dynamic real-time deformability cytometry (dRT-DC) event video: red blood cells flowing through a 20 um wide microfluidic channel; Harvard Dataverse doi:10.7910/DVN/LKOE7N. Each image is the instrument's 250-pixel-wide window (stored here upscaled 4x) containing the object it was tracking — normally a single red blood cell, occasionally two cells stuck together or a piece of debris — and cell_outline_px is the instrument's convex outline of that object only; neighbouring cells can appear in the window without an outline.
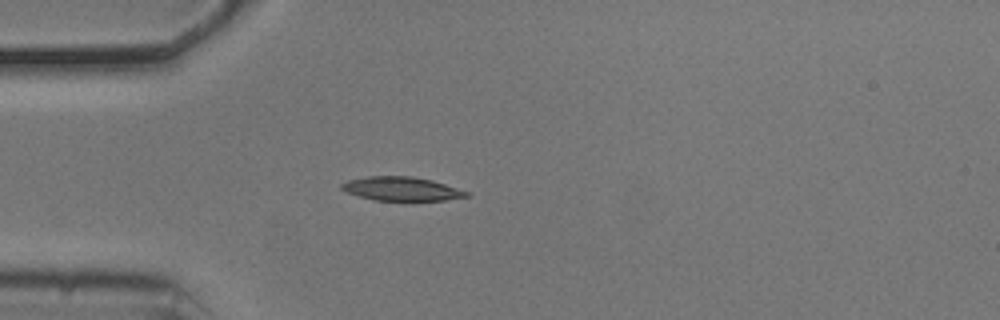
{"species": "common noctule bat (a hibernating species)", "species_latin": "Nyctalus noctula", "temperature_condition": "cold", "stored_images_in_passage": 40, "camera_frame_rate_fps": 3000, "um_per_image_px": 0.085, "animal": {"sex": "male", "body_mass_g": 20.5, "forearm_length_mm": 52.5}, "frame": {"image": 1, "passage_image": 1, "time_ms": 0.0, "image_size_px": [1000, 320], "cell_outline_px": [[472, 196], [444, 200], [412, 204], [372, 200], [348, 192], [340, 188], [340, 184], [348, 180], [368, 176], [412, 176], [432, 180], [468, 192]], "centroid_in_image_um": [34.16, 16.1], "position_along_channel_um": 50.8, "area_um2": 18.21}}
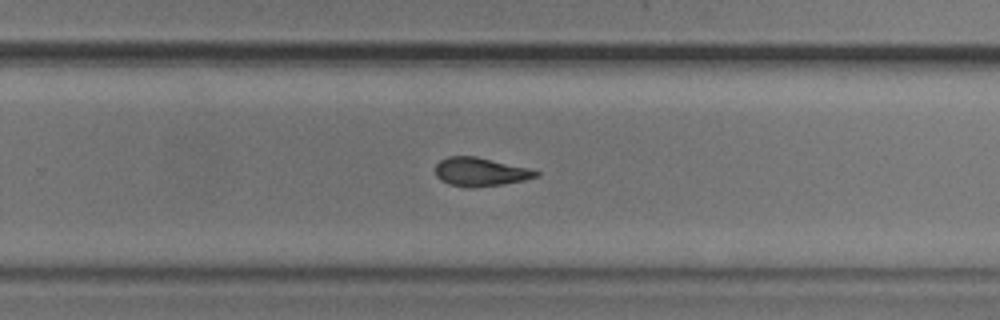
{"frame": {"image": 2, "passage_image": 21, "time_ms": 6.667, "image_size_px": [1000, 320], "cell_outline_px": [[540, 176], [524, 180], [504, 184], [476, 188], [468, 188], [448, 184], [440, 180], [436, 176], [436, 164], [440, 160], [448, 156], [476, 156], [528, 168], [540, 172]], "centroid_in_image_um": [40.82, 14.62], "position_along_channel_um": 289.0, "area_um2": 16.94}}
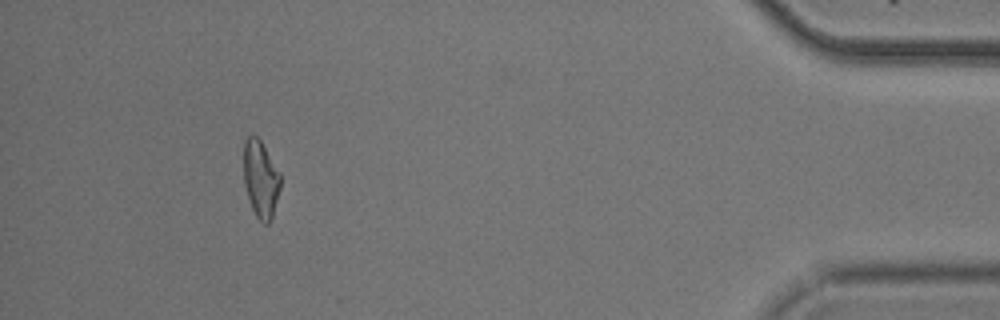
{"frame": {"image": 3, "passage_image": 36, "time_ms": 11.667, "image_size_px": [1000, 320], "cell_outline_px": [[280, 188], [272, 216], [268, 224], [264, 224], [256, 216], [252, 208], [244, 184], [244, 140], [248, 136], [256, 136], [260, 140], [280, 172]], "centroid_in_image_um": [22.15, 15.21], "position_along_channel_um": 413.0, "area_um2": 16.3}, "authors_computed_cell_mechanics": {"area_um2": 17.1666, "velocity_mm_per_s": 3.7108, "shape_relaxation_time_tau1_ms": 4.348, "shape_relaxation_time_tau2_ms": 5.0064, "deformation_change_tau1": 0.1592, "deformation_change_tau2": 0.1234}}